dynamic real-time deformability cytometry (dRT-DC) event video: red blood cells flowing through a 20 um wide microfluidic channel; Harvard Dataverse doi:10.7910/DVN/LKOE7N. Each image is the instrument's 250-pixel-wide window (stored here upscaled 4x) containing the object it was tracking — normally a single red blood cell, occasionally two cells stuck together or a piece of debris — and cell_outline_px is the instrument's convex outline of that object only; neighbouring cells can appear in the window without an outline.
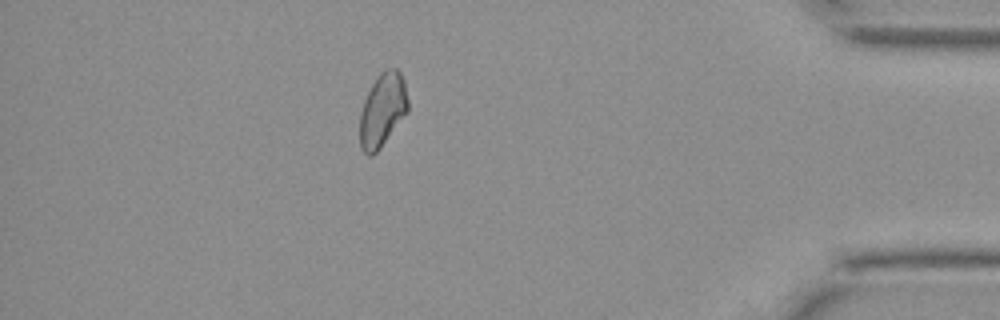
{"species": "Egyptian fruit bat (a non-hibernating species)", "species_latin": "Rousettus aegyptiacus", "temperature_condition": "cold", "stored_images_in_passage": 45, "segment_of_instrument_passage": [2, 2], "camera_frame_rate_fps": 3000, "um_per_image_px": 0.085, "animal": {"sex": "female"}, "frame": {"image": 1, "passage_image": 40, "time_ms": 13.0, "image_size_px": [1000, 320], "cell_outline_px": [[408, 112], [380, 148], [372, 156], [368, 156], [360, 148], [360, 112], [364, 100], [372, 84], [380, 72], [384, 68], [396, 68], [400, 72], [404, 80], [408, 100]], "centroid_in_image_um": [32.52, 9.34], "position_along_channel_um": 402.7, "area_um2": 20.75}}